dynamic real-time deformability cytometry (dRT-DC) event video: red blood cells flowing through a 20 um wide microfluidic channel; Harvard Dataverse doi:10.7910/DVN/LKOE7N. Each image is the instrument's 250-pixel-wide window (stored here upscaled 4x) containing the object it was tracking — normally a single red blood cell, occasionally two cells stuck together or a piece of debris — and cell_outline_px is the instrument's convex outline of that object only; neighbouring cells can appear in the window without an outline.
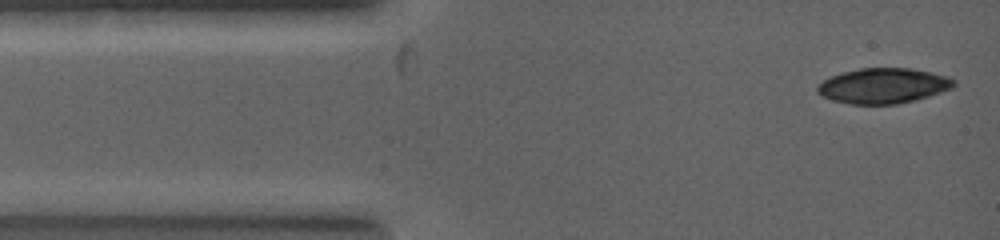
{"species": "common noctule bat (a hibernating species)", "species_latin": "Nyctalus noctula", "temperature_condition": "warm", "stored_images_in_passage": 3, "camera_frame_rate_fps": 5000, "um_per_image_px": 0.085, "animal": {"sex": "female", "body_mass_g": 19.0, "forearm_length_mm": 53.3}, "frame": {"image": 1, "passage_image": 1, "time_ms": 0.0, "image_size_px": [1000, 240], "cell_outline_px": [[956, 84], [952, 88], [928, 96], [896, 104], [852, 104], [832, 100], [816, 92], [816, 88], [824, 80], [832, 76], [844, 72], [860, 68], [912, 68], [948, 76], [956, 80]], "centroid_in_image_um": [75.1, 7.28], "position_along_channel_um": 9.9, "area_um2": 27.8}}